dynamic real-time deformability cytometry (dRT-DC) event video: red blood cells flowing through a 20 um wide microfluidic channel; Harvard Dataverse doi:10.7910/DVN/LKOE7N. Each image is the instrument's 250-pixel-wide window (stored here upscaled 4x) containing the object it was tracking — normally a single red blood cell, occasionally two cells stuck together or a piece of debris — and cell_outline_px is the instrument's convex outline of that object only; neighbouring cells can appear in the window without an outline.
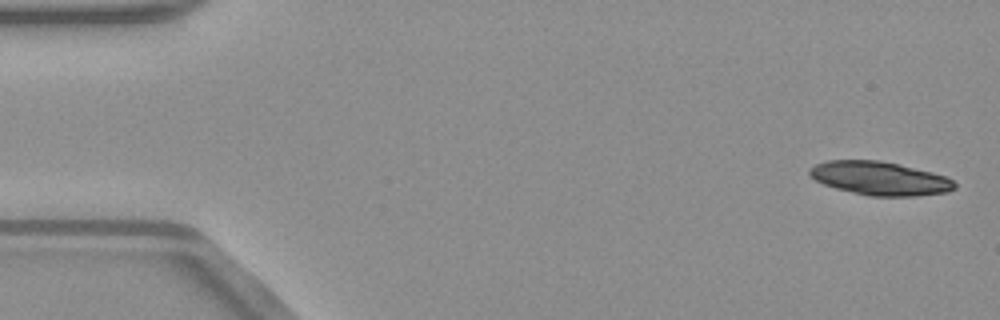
{"species": "common noctule bat (a hibernating species)", "species_latin": "Nyctalus noctula", "temperature_condition": "warm", "stored_images_in_passage": 29, "camera_frame_rate_fps": 3000, "um_per_image_px": 0.085, "animal": {"sex": "male", "body_mass_g": 23.1, "forearm_length_mm": 52.7}, "frame": {"image": 1, "passage_image": 1, "time_ms": 0.0, "image_size_px": [1000, 320], "cell_outline_px": [[956, 188], [948, 192], [916, 196], [868, 196], [836, 188], [824, 184], [816, 180], [808, 172], [808, 168], [816, 164], [828, 160], [880, 160], [932, 172], [944, 176], [952, 180], [956, 184]], "centroid_in_image_um": [74.78, 15.16], "position_along_channel_um": 10.2, "area_um2": 28.26}}
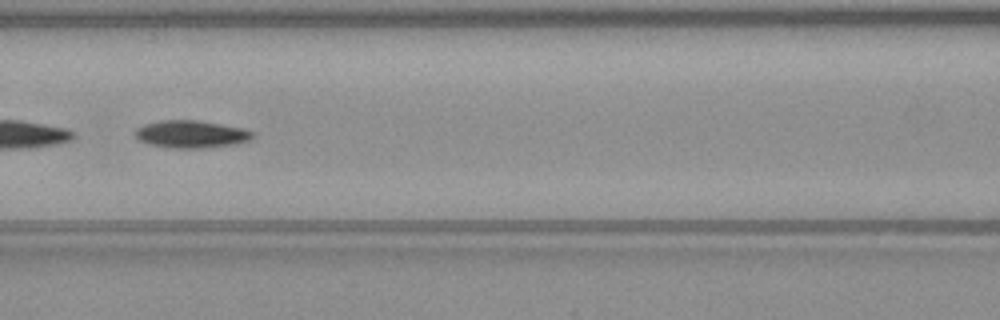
{"frame": {"image": 2, "passage_image": 22, "time_ms": 7.0, "image_size_px": [1000, 320], "cell_outline_px": [[256, 136], [248, 140], [232, 144], [196, 148], [176, 148], [152, 144], [140, 140], [136, 136], [136, 128], [144, 124], [160, 120], [196, 120], [244, 128], [252, 132]], "centroid_in_image_um": [16.25, 11.38], "position_along_channel_um": 150.3, "area_um2": 18.38}}